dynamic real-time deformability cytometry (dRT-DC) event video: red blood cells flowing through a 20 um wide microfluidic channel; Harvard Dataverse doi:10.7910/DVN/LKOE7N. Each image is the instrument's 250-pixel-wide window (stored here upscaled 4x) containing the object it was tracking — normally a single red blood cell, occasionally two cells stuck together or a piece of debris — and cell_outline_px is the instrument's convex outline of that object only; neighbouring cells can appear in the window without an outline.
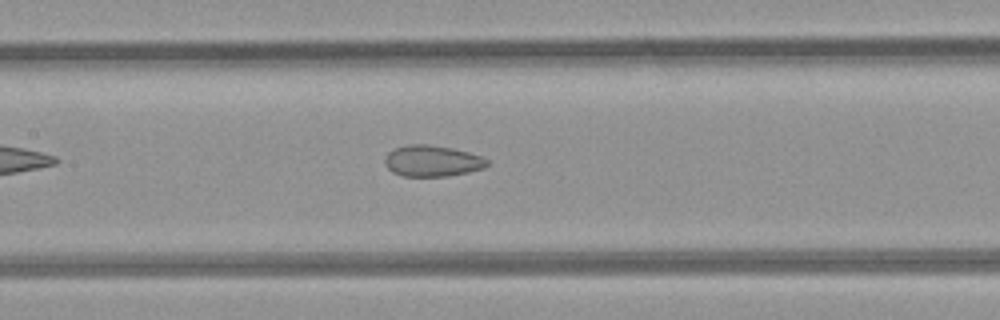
{"species": "common noctule bat (a hibernating species)", "species_latin": "Nyctalus noctula", "temperature_condition": "room temperature", "stored_images_in_passage": 35, "camera_frame_rate_fps": 3000, "um_per_image_px": 0.085, "animal": {"sex": "female", "body_mass_g": 21.9}, "frame": {"image": 1, "passage_image": 9, "time_ms": 2.667, "image_size_px": [1000, 320], "cell_outline_px": [[488, 164], [484, 168], [468, 172], [448, 176], [404, 176], [392, 172], [384, 164], [384, 160], [388, 152], [396, 148], [408, 144], [428, 144], [452, 148], [468, 152], [480, 156], [488, 160]], "centroid_in_image_um": [36.72, 13.68], "position_along_channel_um": 170.7, "area_um2": 18.55}}
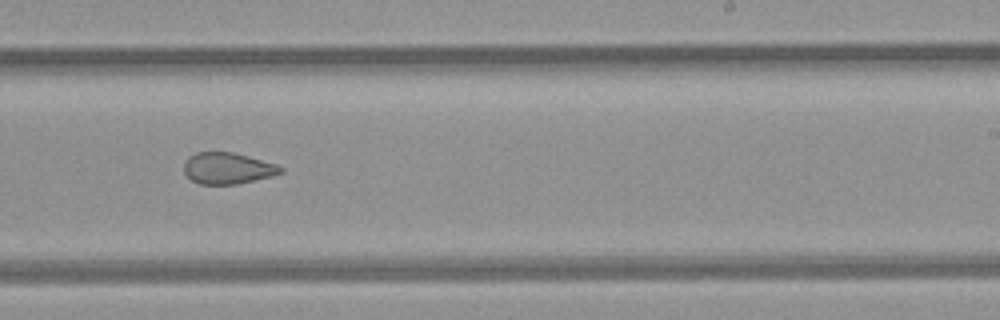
{"frame": {"image": 2, "passage_image": 16, "time_ms": 5.0, "image_size_px": [1000, 320], "cell_outline_px": [[284, 172], [272, 176], [236, 184], [200, 184], [192, 180], [184, 172], [184, 164], [188, 156], [196, 152], [232, 152], [248, 156], [276, 164], [284, 168]], "centroid_in_image_um": [19.35, 14.3], "position_along_channel_um": 269.6, "area_um2": 17.63}}
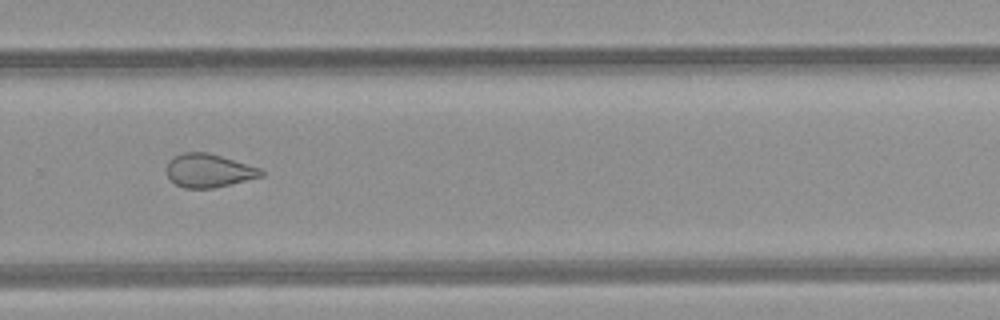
{"frame": {"image": 3, "passage_image": 19, "time_ms": 6.0, "image_size_px": [1000, 320], "cell_outline_px": [[264, 176], [212, 188], [184, 188], [176, 184], [168, 176], [168, 164], [176, 156], [184, 152], [208, 152], [260, 168], [264, 172]], "centroid_in_image_um": [17.78, 14.5], "position_along_channel_um": 312.0, "area_um2": 18.03}, "authors_computed_cell_mechanics": {"area_um2": 19.2474, "velocity_mm_per_s": 4.2628, "shape_relaxation_time_tau1_ms": null, "shape_relaxation_time_tau2_ms": 2.0265, "deformation_change_tau1": null, "deformation_change_tau2": 0.0731}}